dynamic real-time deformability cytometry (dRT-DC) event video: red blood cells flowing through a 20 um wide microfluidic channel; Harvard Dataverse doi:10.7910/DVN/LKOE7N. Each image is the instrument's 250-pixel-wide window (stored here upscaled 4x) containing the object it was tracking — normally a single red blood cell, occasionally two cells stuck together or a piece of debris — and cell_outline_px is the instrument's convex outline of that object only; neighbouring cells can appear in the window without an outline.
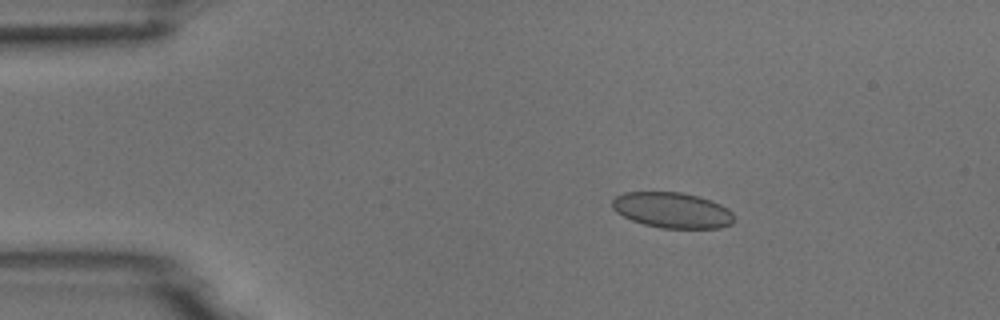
{"species": "common noctule bat (a hibernating species)", "species_latin": "Nyctalus noctula", "temperature_condition": "room temperature", "stored_images_in_passage": 6, "camera_frame_rate_fps": 3000, "um_per_image_px": 0.085, "animal": {"sex": "male", "body_mass_g": 18.8}, "frame": {"image": 1, "passage_image": 3, "time_ms": 2.333, "image_size_px": [1000, 320], "cell_outline_px": [[732, 224], [720, 228], [660, 228], [644, 224], [632, 220], [616, 212], [612, 208], [612, 200], [616, 196], [624, 192], [680, 192], [700, 196], [712, 200], [728, 208], [732, 212]], "centroid_in_image_um": [57.14, 17.86], "position_along_channel_um": 27.9, "area_um2": 25.37}}
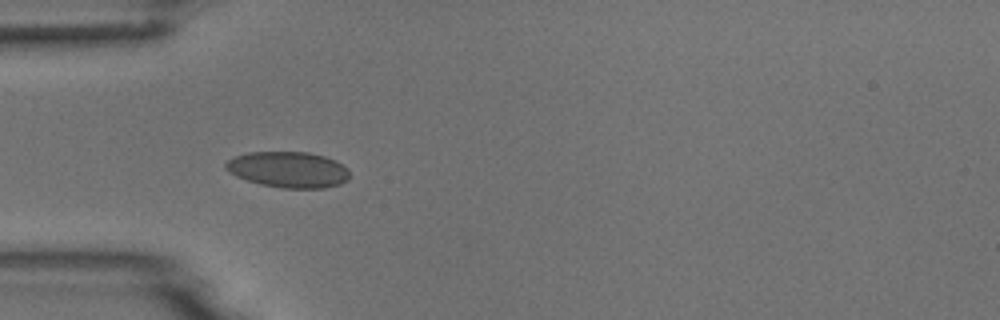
{"frame": {"image": 2, "passage_image": 5, "time_ms": 4.667, "image_size_px": [1000, 320], "cell_outline_px": [[348, 180], [340, 184], [324, 188], [284, 188], [260, 184], [236, 176], [228, 172], [224, 168], [224, 164], [228, 160], [236, 156], [248, 152], [308, 152], [324, 156], [336, 160], [348, 168]], "centroid_in_image_um": [24.51, 14.41], "position_along_channel_um": 60.5, "area_um2": 26.01}}